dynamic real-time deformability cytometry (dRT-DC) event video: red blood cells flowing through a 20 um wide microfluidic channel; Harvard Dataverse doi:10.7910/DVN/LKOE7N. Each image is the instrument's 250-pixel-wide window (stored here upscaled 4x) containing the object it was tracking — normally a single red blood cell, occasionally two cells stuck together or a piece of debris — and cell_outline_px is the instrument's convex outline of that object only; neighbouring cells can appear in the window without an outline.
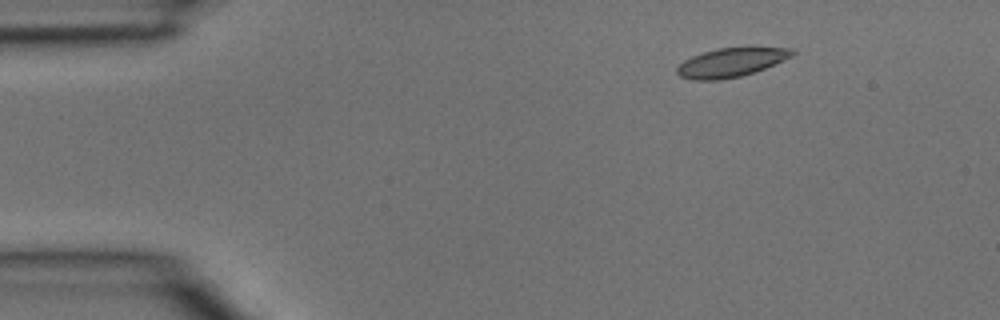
{"species": "common noctule bat (a hibernating species)", "species_latin": "Nyctalus noctula", "temperature_condition": "room temperature", "stored_images_in_passage": 4, "camera_frame_rate_fps": 3000, "um_per_image_px": 0.085, "animal": {"sex": "male", "body_mass_g": 15.6}, "frame": {"image": 1, "passage_image": 2, "time_ms": 0.333, "image_size_px": [1000, 320], "cell_outline_px": [[796, 52], [792, 56], [764, 68], [740, 76], [720, 80], [692, 80], [680, 76], [676, 72], [676, 68], [684, 60], [692, 56], [716, 48], [792, 48]], "centroid_in_image_um": [62.09, 5.31], "position_along_channel_um": 22.9, "area_um2": 19.07}}
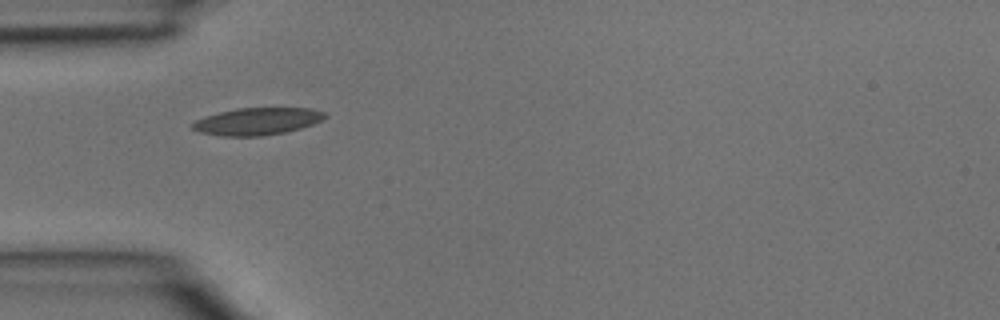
{"frame": {"image": 2, "passage_image": 4, "time_ms": 1.0, "image_size_px": [1000, 320], "cell_outline_px": [[328, 116], [312, 124], [300, 128], [284, 132], [260, 136], [220, 136], [200, 132], [192, 128], [192, 124], [196, 120], [220, 112], [236, 108], [308, 108], [324, 112]], "centroid_in_image_um": [21.86, 10.31], "position_along_channel_um": 63.1, "area_um2": 20.69}}